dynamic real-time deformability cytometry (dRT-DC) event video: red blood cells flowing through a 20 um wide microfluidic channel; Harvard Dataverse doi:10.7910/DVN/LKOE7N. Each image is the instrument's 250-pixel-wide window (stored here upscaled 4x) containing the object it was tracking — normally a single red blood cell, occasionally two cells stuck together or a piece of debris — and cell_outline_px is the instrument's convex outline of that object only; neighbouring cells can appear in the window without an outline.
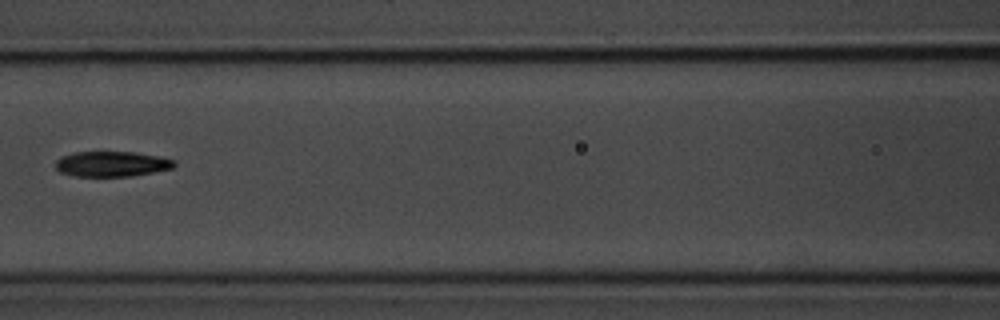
{"species": "common noctule bat (a hibernating species)", "species_latin": "Nyctalus noctula", "temperature_condition": "room temperature", "stored_images_in_passage": 12, "camera_frame_rate_fps": 3000, "um_per_image_px": 0.085, "animal": {"sex": "male", "body_mass_g": 20.1, "forearm_length_mm": 53.5}, "frame": {"image": 1, "passage_image": 4, "time_ms": 3.333, "image_size_px": [1000, 320], "cell_outline_px": [[176, 164], [172, 168], [132, 176], [72, 176], [60, 172], [56, 168], [56, 160], [60, 156], [76, 152], [136, 152], [160, 156], [176, 160]], "centroid_in_image_um": [9.5, 13.93], "position_along_channel_um": 157.1, "area_um2": 17.57}}
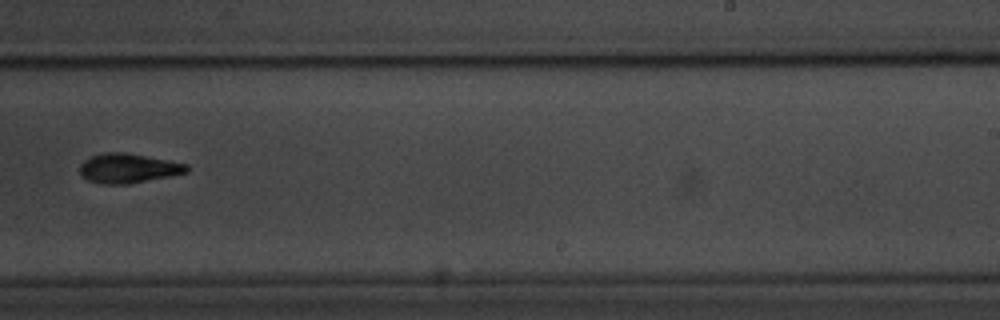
{"frame": {"image": 2, "passage_image": 7, "time_ms": 6.667, "image_size_px": [1000, 320], "cell_outline_px": [[188, 172], [128, 184], [104, 184], [88, 180], [80, 176], [80, 164], [84, 160], [92, 156], [104, 152], [124, 152], [168, 160], [188, 164]], "centroid_in_image_um": [10.86, 14.3], "position_along_channel_um": 278.1, "area_um2": 18.26}}
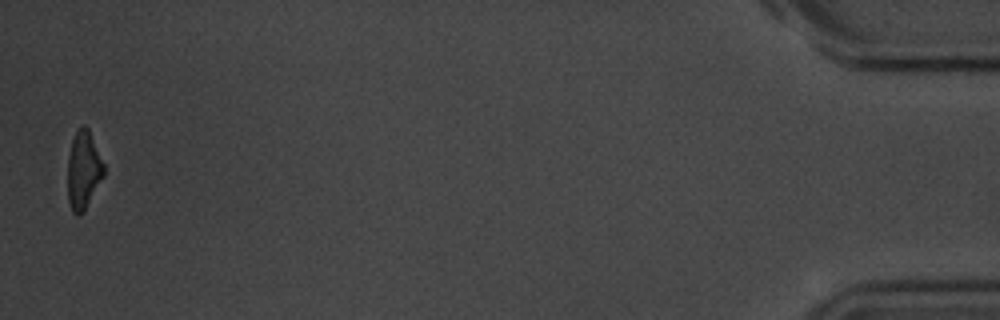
{"frame": {"image": 3, "passage_image": 12, "time_ms": 13.333, "image_size_px": [1000, 320], "cell_outline_px": [[104, 176], [84, 212], [76, 216], [72, 212], [68, 200], [68, 156], [72, 140], [80, 124], [84, 124], [88, 128], [104, 164]], "centroid_in_image_um": [7.09, 14.47], "position_along_channel_um": 428.1, "area_um2": 16.53}, "authors_computed_cell_mechanics": {"area_um2": 17.6868, "velocity_mm_per_s": 3.6364, "shape_relaxation_time_tau1_ms": 5.1095, "shape_relaxation_time_tau2_ms": null, "deformation_change_tau1": 0.1898, "deformation_change_tau2": null}}